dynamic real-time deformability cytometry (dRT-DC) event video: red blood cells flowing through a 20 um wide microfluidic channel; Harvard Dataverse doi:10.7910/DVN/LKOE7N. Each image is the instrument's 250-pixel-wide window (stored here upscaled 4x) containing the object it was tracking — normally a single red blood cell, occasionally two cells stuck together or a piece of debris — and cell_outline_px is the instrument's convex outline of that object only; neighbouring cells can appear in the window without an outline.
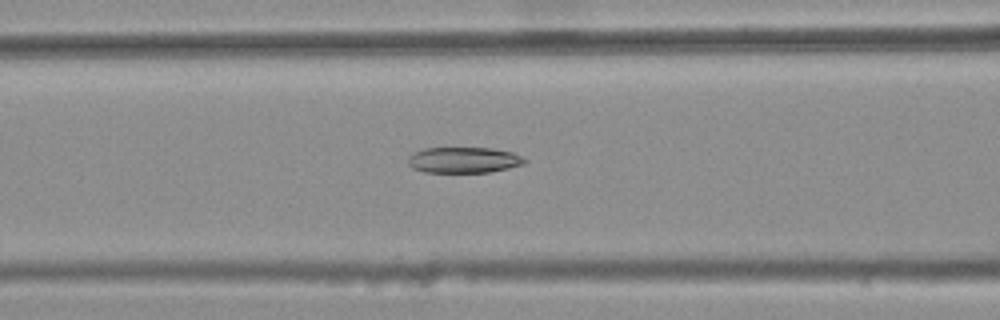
{"species": "common noctule bat (a hibernating species)", "species_latin": "Nyctalus noctula", "temperature_condition": "warm", "stored_images_in_passage": 46, "camera_frame_rate_fps": 3000, "um_per_image_px": 0.085, "animal": {"sex": "female", "body_mass_g": 25.1}, "frame": {"image": 1, "passage_image": 21, "time_ms": 6.667, "image_size_px": [1000, 320], "cell_outline_px": [[528, 160], [524, 164], [508, 168], [488, 172], [424, 172], [412, 168], [408, 164], [408, 156], [412, 152], [424, 148], [492, 148], [512, 152]], "centroid_in_image_um": [39.38, 13.59], "position_along_channel_um": 127.2, "area_um2": 17.63}}
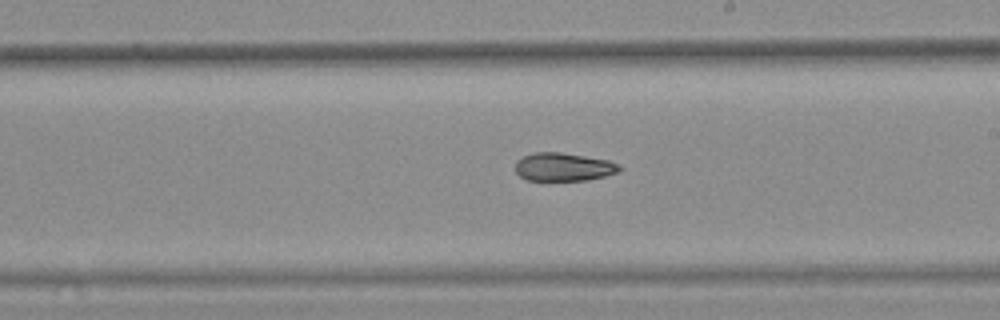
{"frame": {"image": 2, "passage_image": 30, "time_ms": 9.667, "image_size_px": [1000, 320], "cell_outline_px": [[624, 168], [616, 172], [604, 176], [588, 180], [528, 180], [520, 176], [516, 172], [516, 160], [532, 152], [560, 152], [608, 160]], "centroid_in_image_um": [47.87, 14.18], "position_along_channel_um": 241.1, "area_um2": 16.99}}
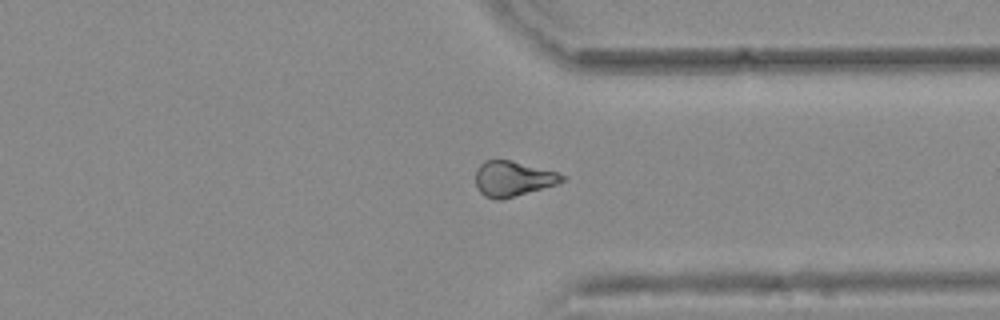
{"frame": {"image": 3, "passage_image": 40, "time_ms": 13.0, "image_size_px": [1000, 320], "cell_outline_px": [[564, 180], [556, 184], [500, 200], [496, 200], [484, 196], [480, 192], [476, 184], [476, 172], [480, 164], [484, 160], [508, 160], [556, 172], [564, 176]], "centroid_in_image_um": [43.55, 15.2], "position_along_channel_um": 367.9, "area_um2": 17.28}}